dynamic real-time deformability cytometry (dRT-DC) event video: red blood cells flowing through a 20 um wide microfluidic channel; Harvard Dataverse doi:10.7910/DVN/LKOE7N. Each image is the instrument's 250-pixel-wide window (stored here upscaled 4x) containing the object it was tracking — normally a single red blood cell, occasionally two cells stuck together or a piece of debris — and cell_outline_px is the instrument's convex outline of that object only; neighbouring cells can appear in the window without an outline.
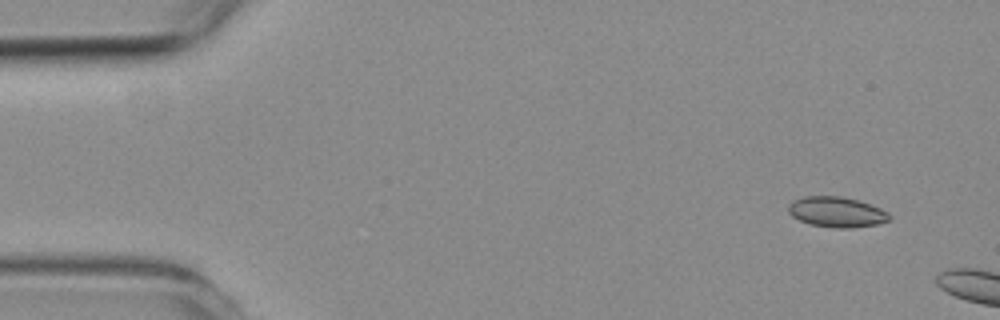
{"species": "common noctule bat (a hibernating species)", "species_latin": "Nyctalus noctula", "temperature_condition": "room temperature", "stored_images_in_passage": 3, "camera_frame_rate_fps": 3000, "um_per_image_px": 0.085, "animal": {"sex": "female", "body_mass_g": 19.3, "forearm_length_mm": 54.1}, "frame": {"image": 1, "passage_image": 1, "time_ms": 0.0, "image_size_px": [1000, 320], "cell_outline_px": [[892, 220], [880, 224], [852, 228], [836, 228], [808, 224], [792, 216], [788, 212], [788, 204], [792, 200], [804, 196], [840, 196], [856, 200], [880, 208], [888, 212], [892, 216]], "centroid_in_image_um": [71.12, 18.03], "position_along_channel_um": 13.9, "area_um2": 18.09}}